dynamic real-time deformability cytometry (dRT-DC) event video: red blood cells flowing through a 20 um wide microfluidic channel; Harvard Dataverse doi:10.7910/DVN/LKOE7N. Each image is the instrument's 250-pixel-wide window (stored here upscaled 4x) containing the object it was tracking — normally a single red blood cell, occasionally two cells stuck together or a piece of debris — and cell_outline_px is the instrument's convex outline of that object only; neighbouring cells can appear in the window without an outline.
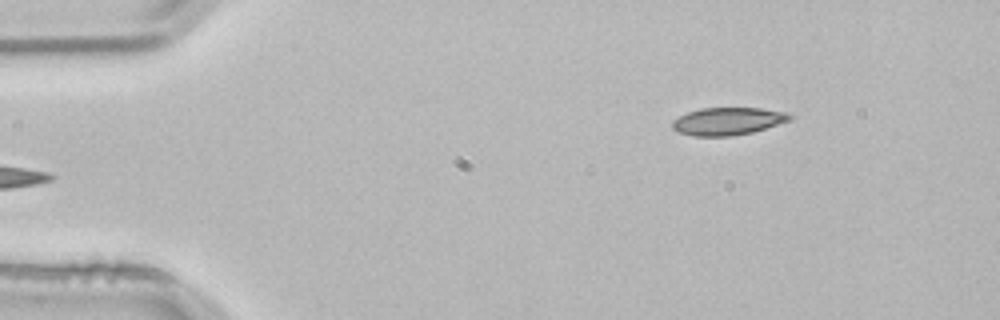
{"species": "common noctule bat (a hibernating species)", "species_latin": "Nyctalus noctula", "temperature_condition": "room temperature", "stored_images_in_passage": 4, "segment_of_instrument_passage": [2, 2], "camera_frame_rate_fps": 3000, "um_per_image_px": 0.085, "animal": {"sex": "male", "body_mass_g": 21.5, "forearm_length_mm": 52.0}, "frame": {"image": 1, "passage_image": 4, "time_ms": 1.0, "image_size_px": [1000, 320], "cell_outline_px": [[792, 120], [752, 132], [732, 136], [692, 136], [676, 132], [672, 128], [672, 120], [688, 112], [700, 108], [760, 108], [788, 112], [792, 116]], "centroid_in_image_um": [61.85, 10.3], "position_along_channel_um": 23.1, "area_um2": 19.02}}